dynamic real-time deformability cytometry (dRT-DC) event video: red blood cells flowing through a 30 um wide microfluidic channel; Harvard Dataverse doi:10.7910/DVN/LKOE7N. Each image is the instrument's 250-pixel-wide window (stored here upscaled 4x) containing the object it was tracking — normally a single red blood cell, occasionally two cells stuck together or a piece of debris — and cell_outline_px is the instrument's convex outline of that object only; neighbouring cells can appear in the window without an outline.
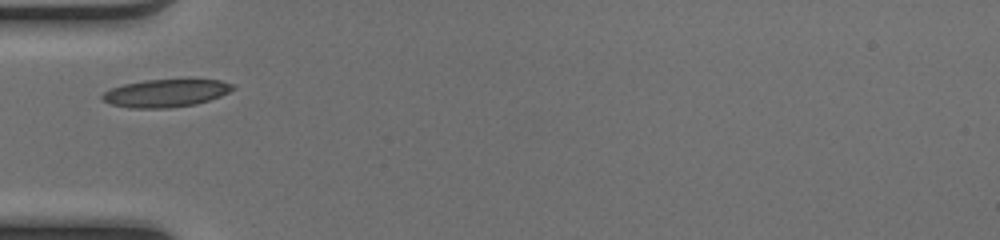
{"species": "common noctule bat (a hibernating species)", "species_latin": "Nyctalus noctula", "temperature_condition": "cold", "stored_images_in_passage": 22, "camera_frame_rate_fps": 3000, "um_per_image_px": 0.085, "animal": {"sex": "female", "body_mass_g": 17.0, "forearm_length_mm": 48.0}, "frame": {"image": 1, "passage_image": 1, "time_ms": 0.0, "image_size_px": [1000, 240], "cell_outline_px": [[236, 88], [220, 96], [196, 104], [168, 108], [132, 108], [112, 104], [104, 100], [100, 96], [104, 92], [112, 88], [124, 84], [148, 80], [188, 76], [220, 80], [236, 84]], "centroid_in_image_um": [14.2, 7.86], "position_along_channel_um": 70.8, "area_um2": 21.91}}